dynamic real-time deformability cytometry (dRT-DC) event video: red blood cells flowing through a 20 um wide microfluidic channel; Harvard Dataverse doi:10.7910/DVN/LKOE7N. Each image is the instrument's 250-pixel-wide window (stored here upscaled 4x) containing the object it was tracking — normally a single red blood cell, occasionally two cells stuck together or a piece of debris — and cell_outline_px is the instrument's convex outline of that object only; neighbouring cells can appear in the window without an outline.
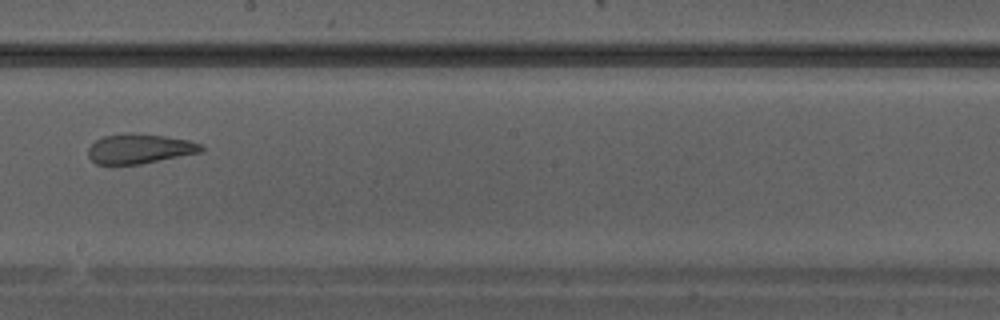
{"species": "Egyptian fruit bat (a non-hibernating species)", "species_latin": "Rousettus aegyptiacus", "temperature_condition": "warm", "stored_images_in_passage": 27, "camera_frame_rate_fps": 3000, "um_per_image_px": 0.085, "animal": {"sex": "male"}, "frame": {"image": 1, "passage_image": 12, "time_ms": 3.667, "image_size_px": [1000, 320], "cell_outline_px": [[204, 148], [200, 152], [140, 164], [96, 164], [88, 156], [88, 148], [96, 140], [104, 136], [128, 132], [132, 132], [164, 136], [188, 140], [200, 144]], "centroid_in_image_um": [11.83, 12.63], "position_along_channel_um": 236.4, "area_um2": 19.42}}